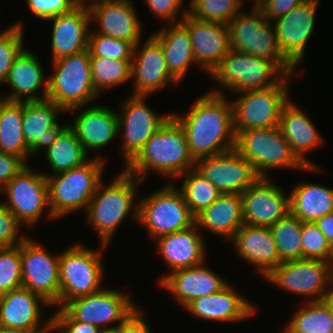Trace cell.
<instances>
[{
    "label": "cell",
    "instance_id": "obj_1",
    "mask_svg": "<svg viewBox=\"0 0 333 333\" xmlns=\"http://www.w3.org/2000/svg\"><path fill=\"white\" fill-rule=\"evenodd\" d=\"M225 94L207 91L185 114H171L184 129L195 160L219 155L235 147L232 103Z\"/></svg>",
    "mask_w": 333,
    "mask_h": 333
},
{
    "label": "cell",
    "instance_id": "obj_2",
    "mask_svg": "<svg viewBox=\"0 0 333 333\" xmlns=\"http://www.w3.org/2000/svg\"><path fill=\"white\" fill-rule=\"evenodd\" d=\"M195 163L184 129L171 116L125 170L142 182L151 171L174 182L173 179L177 181L180 175L195 168Z\"/></svg>",
    "mask_w": 333,
    "mask_h": 333
},
{
    "label": "cell",
    "instance_id": "obj_3",
    "mask_svg": "<svg viewBox=\"0 0 333 333\" xmlns=\"http://www.w3.org/2000/svg\"><path fill=\"white\" fill-rule=\"evenodd\" d=\"M103 182L98 184L85 213L87 224L98 233L100 243L109 245L125 218L132 216L131 219L138 221L135 197L142 181L122 168L107 186Z\"/></svg>",
    "mask_w": 333,
    "mask_h": 333
},
{
    "label": "cell",
    "instance_id": "obj_4",
    "mask_svg": "<svg viewBox=\"0 0 333 333\" xmlns=\"http://www.w3.org/2000/svg\"><path fill=\"white\" fill-rule=\"evenodd\" d=\"M100 156L68 171L46 175L49 207L55 219L83 209L86 212L107 164Z\"/></svg>",
    "mask_w": 333,
    "mask_h": 333
},
{
    "label": "cell",
    "instance_id": "obj_5",
    "mask_svg": "<svg viewBox=\"0 0 333 333\" xmlns=\"http://www.w3.org/2000/svg\"><path fill=\"white\" fill-rule=\"evenodd\" d=\"M235 133L234 149L253 165L260 177H269L268 170L277 168L322 171L318 165L305 166L296 157L279 126L235 131Z\"/></svg>",
    "mask_w": 333,
    "mask_h": 333
},
{
    "label": "cell",
    "instance_id": "obj_6",
    "mask_svg": "<svg viewBox=\"0 0 333 333\" xmlns=\"http://www.w3.org/2000/svg\"><path fill=\"white\" fill-rule=\"evenodd\" d=\"M222 89L209 92L225 94L265 89L280 83L287 74L273 61L230 50L209 74ZM222 90V91H221Z\"/></svg>",
    "mask_w": 333,
    "mask_h": 333
},
{
    "label": "cell",
    "instance_id": "obj_7",
    "mask_svg": "<svg viewBox=\"0 0 333 333\" xmlns=\"http://www.w3.org/2000/svg\"><path fill=\"white\" fill-rule=\"evenodd\" d=\"M83 244H73L59 253V308L74 298L91 295L104 288L101 284L105 274L102 253L108 245L100 243V249L94 250Z\"/></svg>",
    "mask_w": 333,
    "mask_h": 333
},
{
    "label": "cell",
    "instance_id": "obj_8",
    "mask_svg": "<svg viewBox=\"0 0 333 333\" xmlns=\"http://www.w3.org/2000/svg\"><path fill=\"white\" fill-rule=\"evenodd\" d=\"M227 26L231 50L273 60L287 75L295 74L296 68L279 49L272 22L255 4L250 12L242 9Z\"/></svg>",
    "mask_w": 333,
    "mask_h": 333
},
{
    "label": "cell",
    "instance_id": "obj_9",
    "mask_svg": "<svg viewBox=\"0 0 333 333\" xmlns=\"http://www.w3.org/2000/svg\"><path fill=\"white\" fill-rule=\"evenodd\" d=\"M52 64L47 99L65 113L75 107L87 106L99 97L92 82L89 50L52 61Z\"/></svg>",
    "mask_w": 333,
    "mask_h": 333
},
{
    "label": "cell",
    "instance_id": "obj_10",
    "mask_svg": "<svg viewBox=\"0 0 333 333\" xmlns=\"http://www.w3.org/2000/svg\"><path fill=\"white\" fill-rule=\"evenodd\" d=\"M169 181L138 201V221L152 239L182 231L195 224L183 193Z\"/></svg>",
    "mask_w": 333,
    "mask_h": 333
},
{
    "label": "cell",
    "instance_id": "obj_11",
    "mask_svg": "<svg viewBox=\"0 0 333 333\" xmlns=\"http://www.w3.org/2000/svg\"><path fill=\"white\" fill-rule=\"evenodd\" d=\"M295 78L288 74L280 83L265 89L248 90L231 101L235 131L279 126L283 107L290 101L289 81Z\"/></svg>",
    "mask_w": 333,
    "mask_h": 333
},
{
    "label": "cell",
    "instance_id": "obj_12",
    "mask_svg": "<svg viewBox=\"0 0 333 333\" xmlns=\"http://www.w3.org/2000/svg\"><path fill=\"white\" fill-rule=\"evenodd\" d=\"M265 280L289 293L310 296L308 301L326 300L333 293V267L323 260L283 261Z\"/></svg>",
    "mask_w": 333,
    "mask_h": 333
},
{
    "label": "cell",
    "instance_id": "obj_13",
    "mask_svg": "<svg viewBox=\"0 0 333 333\" xmlns=\"http://www.w3.org/2000/svg\"><path fill=\"white\" fill-rule=\"evenodd\" d=\"M0 193L7 197V202L2 203L22 226L32 228L46 211L47 219H55L49 207L47 177L43 172H34L29 165L12 178Z\"/></svg>",
    "mask_w": 333,
    "mask_h": 333
},
{
    "label": "cell",
    "instance_id": "obj_14",
    "mask_svg": "<svg viewBox=\"0 0 333 333\" xmlns=\"http://www.w3.org/2000/svg\"><path fill=\"white\" fill-rule=\"evenodd\" d=\"M144 95H130L121 105V113L117 112L119 136L123 133L121 153L125 169L143 150L146 142L172 116L158 114L146 104Z\"/></svg>",
    "mask_w": 333,
    "mask_h": 333
},
{
    "label": "cell",
    "instance_id": "obj_15",
    "mask_svg": "<svg viewBox=\"0 0 333 333\" xmlns=\"http://www.w3.org/2000/svg\"><path fill=\"white\" fill-rule=\"evenodd\" d=\"M131 299L120 290L103 288L97 293L68 301L63 308L77 321L107 329L120 326L139 308ZM114 322L115 326L112 325Z\"/></svg>",
    "mask_w": 333,
    "mask_h": 333
},
{
    "label": "cell",
    "instance_id": "obj_16",
    "mask_svg": "<svg viewBox=\"0 0 333 333\" xmlns=\"http://www.w3.org/2000/svg\"><path fill=\"white\" fill-rule=\"evenodd\" d=\"M22 287L40 296L50 306H59V254L30 237L21 242Z\"/></svg>",
    "mask_w": 333,
    "mask_h": 333
},
{
    "label": "cell",
    "instance_id": "obj_17",
    "mask_svg": "<svg viewBox=\"0 0 333 333\" xmlns=\"http://www.w3.org/2000/svg\"><path fill=\"white\" fill-rule=\"evenodd\" d=\"M319 0H304L272 22L282 55L297 69L315 29Z\"/></svg>",
    "mask_w": 333,
    "mask_h": 333
},
{
    "label": "cell",
    "instance_id": "obj_18",
    "mask_svg": "<svg viewBox=\"0 0 333 333\" xmlns=\"http://www.w3.org/2000/svg\"><path fill=\"white\" fill-rule=\"evenodd\" d=\"M195 169L220 193L242 194L260 176L253 165L235 149L196 160Z\"/></svg>",
    "mask_w": 333,
    "mask_h": 333
},
{
    "label": "cell",
    "instance_id": "obj_19",
    "mask_svg": "<svg viewBox=\"0 0 333 333\" xmlns=\"http://www.w3.org/2000/svg\"><path fill=\"white\" fill-rule=\"evenodd\" d=\"M132 95L151 96L152 93L178 82L168 72L165 55L160 43L151 35L141 45L134 46L131 61Z\"/></svg>",
    "mask_w": 333,
    "mask_h": 333
},
{
    "label": "cell",
    "instance_id": "obj_20",
    "mask_svg": "<svg viewBox=\"0 0 333 333\" xmlns=\"http://www.w3.org/2000/svg\"><path fill=\"white\" fill-rule=\"evenodd\" d=\"M241 196L246 225L270 227L290 212L288 193L270 177H260Z\"/></svg>",
    "mask_w": 333,
    "mask_h": 333
},
{
    "label": "cell",
    "instance_id": "obj_21",
    "mask_svg": "<svg viewBox=\"0 0 333 333\" xmlns=\"http://www.w3.org/2000/svg\"><path fill=\"white\" fill-rule=\"evenodd\" d=\"M189 32L193 55L201 71L210 74L231 50L228 26L187 14L180 22Z\"/></svg>",
    "mask_w": 333,
    "mask_h": 333
},
{
    "label": "cell",
    "instance_id": "obj_22",
    "mask_svg": "<svg viewBox=\"0 0 333 333\" xmlns=\"http://www.w3.org/2000/svg\"><path fill=\"white\" fill-rule=\"evenodd\" d=\"M205 264L166 273L158 279V285L184 309L194 299L217 293L229 284Z\"/></svg>",
    "mask_w": 333,
    "mask_h": 333
},
{
    "label": "cell",
    "instance_id": "obj_23",
    "mask_svg": "<svg viewBox=\"0 0 333 333\" xmlns=\"http://www.w3.org/2000/svg\"><path fill=\"white\" fill-rule=\"evenodd\" d=\"M50 307L37 294L25 287L0 296V328L44 332L52 326V315L43 323L41 308ZM42 322V323H41Z\"/></svg>",
    "mask_w": 333,
    "mask_h": 333
},
{
    "label": "cell",
    "instance_id": "obj_24",
    "mask_svg": "<svg viewBox=\"0 0 333 333\" xmlns=\"http://www.w3.org/2000/svg\"><path fill=\"white\" fill-rule=\"evenodd\" d=\"M65 112L53 101H23L22 129L30 148V157L45 151L54 143L60 132L68 125L57 122L58 114ZM41 149V150H40Z\"/></svg>",
    "mask_w": 333,
    "mask_h": 333
},
{
    "label": "cell",
    "instance_id": "obj_25",
    "mask_svg": "<svg viewBox=\"0 0 333 333\" xmlns=\"http://www.w3.org/2000/svg\"><path fill=\"white\" fill-rule=\"evenodd\" d=\"M231 283L217 293L191 301L184 309L197 319L214 322H234L252 317L258 310L253 302L234 289Z\"/></svg>",
    "mask_w": 333,
    "mask_h": 333
},
{
    "label": "cell",
    "instance_id": "obj_26",
    "mask_svg": "<svg viewBox=\"0 0 333 333\" xmlns=\"http://www.w3.org/2000/svg\"><path fill=\"white\" fill-rule=\"evenodd\" d=\"M89 105L85 109L79 106L66 111L74 113L83 109L68 126L74 131L87 154L92 150L99 151L119 134L116 111L103 105Z\"/></svg>",
    "mask_w": 333,
    "mask_h": 333
},
{
    "label": "cell",
    "instance_id": "obj_27",
    "mask_svg": "<svg viewBox=\"0 0 333 333\" xmlns=\"http://www.w3.org/2000/svg\"><path fill=\"white\" fill-rule=\"evenodd\" d=\"M230 242L237 255L248 264L256 266L258 274L263 278L283 262L270 227L244 224Z\"/></svg>",
    "mask_w": 333,
    "mask_h": 333
},
{
    "label": "cell",
    "instance_id": "obj_28",
    "mask_svg": "<svg viewBox=\"0 0 333 333\" xmlns=\"http://www.w3.org/2000/svg\"><path fill=\"white\" fill-rule=\"evenodd\" d=\"M39 57L29 49H23L15 58L4 85L10 86L11 93L0 98L7 101H39L47 99L48 77H45ZM43 89L39 95V90Z\"/></svg>",
    "mask_w": 333,
    "mask_h": 333
},
{
    "label": "cell",
    "instance_id": "obj_29",
    "mask_svg": "<svg viewBox=\"0 0 333 333\" xmlns=\"http://www.w3.org/2000/svg\"><path fill=\"white\" fill-rule=\"evenodd\" d=\"M133 4L132 0H119L92 7L89 10L91 22L98 24V29L92 31L131 42L135 46L142 39L143 28Z\"/></svg>",
    "mask_w": 333,
    "mask_h": 333
},
{
    "label": "cell",
    "instance_id": "obj_30",
    "mask_svg": "<svg viewBox=\"0 0 333 333\" xmlns=\"http://www.w3.org/2000/svg\"><path fill=\"white\" fill-rule=\"evenodd\" d=\"M53 21L52 61L88 50L91 17L88 9L76 6L70 12L45 21Z\"/></svg>",
    "mask_w": 333,
    "mask_h": 333
},
{
    "label": "cell",
    "instance_id": "obj_31",
    "mask_svg": "<svg viewBox=\"0 0 333 333\" xmlns=\"http://www.w3.org/2000/svg\"><path fill=\"white\" fill-rule=\"evenodd\" d=\"M156 249L169 272L206 262V243L196 224L188 229L163 235L156 240Z\"/></svg>",
    "mask_w": 333,
    "mask_h": 333
},
{
    "label": "cell",
    "instance_id": "obj_32",
    "mask_svg": "<svg viewBox=\"0 0 333 333\" xmlns=\"http://www.w3.org/2000/svg\"><path fill=\"white\" fill-rule=\"evenodd\" d=\"M279 128L290 144L292 152L305 166H316L306 154L324 145L317 128L305 111L299 109L291 100L283 107Z\"/></svg>",
    "mask_w": 333,
    "mask_h": 333
},
{
    "label": "cell",
    "instance_id": "obj_33",
    "mask_svg": "<svg viewBox=\"0 0 333 333\" xmlns=\"http://www.w3.org/2000/svg\"><path fill=\"white\" fill-rule=\"evenodd\" d=\"M195 224L200 231L203 228L231 241L244 225L241 194L221 193L212 205L195 217Z\"/></svg>",
    "mask_w": 333,
    "mask_h": 333
},
{
    "label": "cell",
    "instance_id": "obj_34",
    "mask_svg": "<svg viewBox=\"0 0 333 333\" xmlns=\"http://www.w3.org/2000/svg\"><path fill=\"white\" fill-rule=\"evenodd\" d=\"M167 25L152 36L163 49L168 72L180 83L192 63H197L188 30L181 23Z\"/></svg>",
    "mask_w": 333,
    "mask_h": 333
},
{
    "label": "cell",
    "instance_id": "obj_35",
    "mask_svg": "<svg viewBox=\"0 0 333 333\" xmlns=\"http://www.w3.org/2000/svg\"><path fill=\"white\" fill-rule=\"evenodd\" d=\"M290 213L302 222H315L333 212V189L311 182L297 183L289 194Z\"/></svg>",
    "mask_w": 333,
    "mask_h": 333
},
{
    "label": "cell",
    "instance_id": "obj_36",
    "mask_svg": "<svg viewBox=\"0 0 333 333\" xmlns=\"http://www.w3.org/2000/svg\"><path fill=\"white\" fill-rule=\"evenodd\" d=\"M22 118L23 102L0 98V151L20 157L28 165L30 148L24 139Z\"/></svg>",
    "mask_w": 333,
    "mask_h": 333
},
{
    "label": "cell",
    "instance_id": "obj_37",
    "mask_svg": "<svg viewBox=\"0 0 333 333\" xmlns=\"http://www.w3.org/2000/svg\"><path fill=\"white\" fill-rule=\"evenodd\" d=\"M46 160L54 175L79 167L87 162L88 155L74 131L67 125L58 135L54 143L44 152Z\"/></svg>",
    "mask_w": 333,
    "mask_h": 333
},
{
    "label": "cell",
    "instance_id": "obj_38",
    "mask_svg": "<svg viewBox=\"0 0 333 333\" xmlns=\"http://www.w3.org/2000/svg\"><path fill=\"white\" fill-rule=\"evenodd\" d=\"M293 333H333V301H308L286 325Z\"/></svg>",
    "mask_w": 333,
    "mask_h": 333
},
{
    "label": "cell",
    "instance_id": "obj_39",
    "mask_svg": "<svg viewBox=\"0 0 333 333\" xmlns=\"http://www.w3.org/2000/svg\"><path fill=\"white\" fill-rule=\"evenodd\" d=\"M182 180L178 188L183 193L191 214L196 217L208 208L221 194L219 190L195 168L180 175Z\"/></svg>",
    "mask_w": 333,
    "mask_h": 333
},
{
    "label": "cell",
    "instance_id": "obj_40",
    "mask_svg": "<svg viewBox=\"0 0 333 333\" xmlns=\"http://www.w3.org/2000/svg\"><path fill=\"white\" fill-rule=\"evenodd\" d=\"M282 261L302 259V221L290 212L270 226Z\"/></svg>",
    "mask_w": 333,
    "mask_h": 333
},
{
    "label": "cell",
    "instance_id": "obj_41",
    "mask_svg": "<svg viewBox=\"0 0 333 333\" xmlns=\"http://www.w3.org/2000/svg\"><path fill=\"white\" fill-rule=\"evenodd\" d=\"M92 82L96 92L111 89L131 80V61L90 57Z\"/></svg>",
    "mask_w": 333,
    "mask_h": 333
},
{
    "label": "cell",
    "instance_id": "obj_42",
    "mask_svg": "<svg viewBox=\"0 0 333 333\" xmlns=\"http://www.w3.org/2000/svg\"><path fill=\"white\" fill-rule=\"evenodd\" d=\"M243 0H191L188 14L198 20L228 24L241 10Z\"/></svg>",
    "mask_w": 333,
    "mask_h": 333
},
{
    "label": "cell",
    "instance_id": "obj_43",
    "mask_svg": "<svg viewBox=\"0 0 333 333\" xmlns=\"http://www.w3.org/2000/svg\"><path fill=\"white\" fill-rule=\"evenodd\" d=\"M88 50L90 57H104L121 61H132L134 45L103 34L89 33Z\"/></svg>",
    "mask_w": 333,
    "mask_h": 333
},
{
    "label": "cell",
    "instance_id": "obj_44",
    "mask_svg": "<svg viewBox=\"0 0 333 333\" xmlns=\"http://www.w3.org/2000/svg\"><path fill=\"white\" fill-rule=\"evenodd\" d=\"M21 243L0 248V296L22 287Z\"/></svg>",
    "mask_w": 333,
    "mask_h": 333
},
{
    "label": "cell",
    "instance_id": "obj_45",
    "mask_svg": "<svg viewBox=\"0 0 333 333\" xmlns=\"http://www.w3.org/2000/svg\"><path fill=\"white\" fill-rule=\"evenodd\" d=\"M12 25L0 35V85L4 84L15 58L25 48L23 24Z\"/></svg>",
    "mask_w": 333,
    "mask_h": 333
},
{
    "label": "cell",
    "instance_id": "obj_46",
    "mask_svg": "<svg viewBox=\"0 0 333 333\" xmlns=\"http://www.w3.org/2000/svg\"><path fill=\"white\" fill-rule=\"evenodd\" d=\"M302 259L331 262L330 243L314 222H302Z\"/></svg>",
    "mask_w": 333,
    "mask_h": 333
},
{
    "label": "cell",
    "instance_id": "obj_47",
    "mask_svg": "<svg viewBox=\"0 0 333 333\" xmlns=\"http://www.w3.org/2000/svg\"><path fill=\"white\" fill-rule=\"evenodd\" d=\"M21 226L14 214L0 202V248L19 245L27 237L24 232H19Z\"/></svg>",
    "mask_w": 333,
    "mask_h": 333
},
{
    "label": "cell",
    "instance_id": "obj_48",
    "mask_svg": "<svg viewBox=\"0 0 333 333\" xmlns=\"http://www.w3.org/2000/svg\"><path fill=\"white\" fill-rule=\"evenodd\" d=\"M26 3L32 15L41 20L68 13L77 6V0H26Z\"/></svg>",
    "mask_w": 333,
    "mask_h": 333
},
{
    "label": "cell",
    "instance_id": "obj_49",
    "mask_svg": "<svg viewBox=\"0 0 333 333\" xmlns=\"http://www.w3.org/2000/svg\"><path fill=\"white\" fill-rule=\"evenodd\" d=\"M148 6V9L155 15V18L159 20L167 21L168 24H177L188 14V10H182L181 6L183 5L184 0H145ZM178 15V16H177ZM176 17H178L176 19ZM180 18V19H179ZM170 22V23H169Z\"/></svg>",
    "mask_w": 333,
    "mask_h": 333
},
{
    "label": "cell",
    "instance_id": "obj_50",
    "mask_svg": "<svg viewBox=\"0 0 333 333\" xmlns=\"http://www.w3.org/2000/svg\"><path fill=\"white\" fill-rule=\"evenodd\" d=\"M53 314L52 326L59 333H100L101 331L95 325L75 320L63 307L58 308Z\"/></svg>",
    "mask_w": 333,
    "mask_h": 333
},
{
    "label": "cell",
    "instance_id": "obj_51",
    "mask_svg": "<svg viewBox=\"0 0 333 333\" xmlns=\"http://www.w3.org/2000/svg\"><path fill=\"white\" fill-rule=\"evenodd\" d=\"M303 1L304 0H255L254 4L269 21L273 22L286 15L291 9Z\"/></svg>",
    "mask_w": 333,
    "mask_h": 333
},
{
    "label": "cell",
    "instance_id": "obj_52",
    "mask_svg": "<svg viewBox=\"0 0 333 333\" xmlns=\"http://www.w3.org/2000/svg\"><path fill=\"white\" fill-rule=\"evenodd\" d=\"M25 166L20 157L0 151V190Z\"/></svg>",
    "mask_w": 333,
    "mask_h": 333
},
{
    "label": "cell",
    "instance_id": "obj_53",
    "mask_svg": "<svg viewBox=\"0 0 333 333\" xmlns=\"http://www.w3.org/2000/svg\"><path fill=\"white\" fill-rule=\"evenodd\" d=\"M145 318L146 313L139 307L121 324V333H153Z\"/></svg>",
    "mask_w": 333,
    "mask_h": 333
},
{
    "label": "cell",
    "instance_id": "obj_54",
    "mask_svg": "<svg viewBox=\"0 0 333 333\" xmlns=\"http://www.w3.org/2000/svg\"><path fill=\"white\" fill-rule=\"evenodd\" d=\"M314 223L331 244L333 242V212L317 219Z\"/></svg>",
    "mask_w": 333,
    "mask_h": 333
},
{
    "label": "cell",
    "instance_id": "obj_55",
    "mask_svg": "<svg viewBox=\"0 0 333 333\" xmlns=\"http://www.w3.org/2000/svg\"><path fill=\"white\" fill-rule=\"evenodd\" d=\"M111 1H119V0H77V6L90 10L92 7L96 5Z\"/></svg>",
    "mask_w": 333,
    "mask_h": 333
},
{
    "label": "cell",
    "instance_id": "obj_56",
    "mask_svg": "<svg viewBox=\"0 0 333 333\" xmlns=\"http://www.w3.org/2000/svg\"><path fill=\"white\" fill-rule=\"evenodd\" d=\"M0 333H42V332H32V331H26V330H22V329L0 328Z\"/></svg>",
    "mask_w": 333,
    "mask_h": 333
},
{
    "label": "cell",
    "instance_id": "obj_57",
    "mask_svg": "<svg viewBox=\"0 0 333 333\" xmlns=\"http://www.w3.org/2000/svg\"><path fill=\"white\" fill-rule=\"evenodd\" d=\"M100 333H121V325L114 328L101 329Z\"/></svg>",
    "mask_w": 333,
    "mask_h": 333
},
{
    "label": "cell",
    "instance_id": "obj_58",
    "mask_svg": "<svg viewBox=\"0 0 333 333\" xmlns=\"http://www.w3.org/2000/svg\"><path fill=\"white\" fill-rule=\"evenodd\" d=\"M55 331V332H54ZM59 333L58 330H56L53 326H50L46 331L42 332V333Z\"/></svg>",
    "mask_w": 333,
    "mask_h": 333
},
{
    "label": "cell",
    "instance_id": "obj_59",
    "mask_svg": "<svg viewBox=\"0 0 333 333\" xmlns=\"http://www.w3.org/2000/svg\"><path fill=\"white\" fill-rule=\"evenodd\" d=\"M330 249H331V265L333 267V242L330 244Z\"/></svg>",
    "mask_w": 333,
    "mask_h": 333
},
{
    "label": "cell",
    "instance_id": "obj_60",
    "mask_svg": "<svg viewBox=\"0 0 333 333\" xmlns=\"http://www.w3.org/2000/svg\"><path fill=\"white\" fill-rule=\"evenodd\" d=\"M284 333H293L290 329H288L286 326H285V329L283 330Z\"/></svg>",
    "mask_w": 333,
    "mask_h": 333
},
{
    "label": "cell",
    "instance_id": "obj_61",
    "mask_svg": "<svg viewBox=\"0 0 333 333\" xmlns=\"http://www.w3.org/2000/svg\"><path fill=\"white\" fill-rule=\"evenodd\" d=\"M6 30H7V29L0 31V35H1L2 33H4Z\"/></svg>",
    "mask_w": 333,
    "mask_h": 333
},
{
    "label": "cell",
    "instance_id": "obj_62",
    "mask_svg": "<svg viewBox=\"0 0 333 333\" xmlns=\"http://www.w3.org/2000/svg\"><path fill=\"white\" fill-rule=\"evenodd\" d=\"M330 299L333 301V293L331 294Z\"/></svg>",
    "mask_w": 333,
    "mask_h": 333
}]
</instances>
